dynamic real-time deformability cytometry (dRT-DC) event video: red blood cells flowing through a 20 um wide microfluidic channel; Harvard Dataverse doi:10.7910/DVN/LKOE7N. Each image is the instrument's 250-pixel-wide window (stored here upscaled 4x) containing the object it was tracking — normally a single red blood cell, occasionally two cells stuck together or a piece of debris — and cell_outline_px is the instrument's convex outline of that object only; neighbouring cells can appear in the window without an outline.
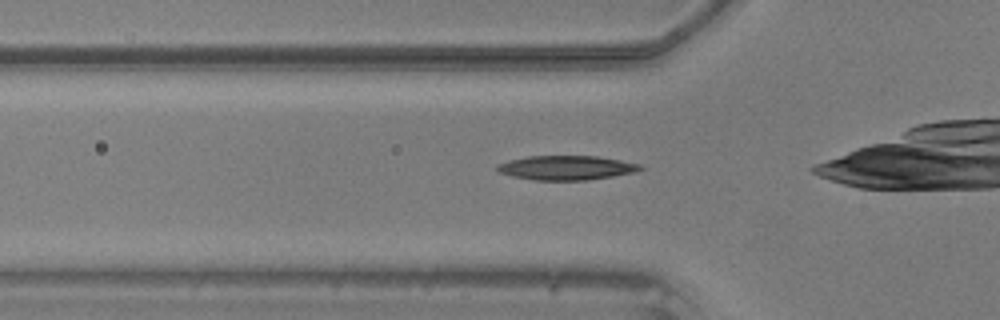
{"species": "common noctule bat (a hibernating species)", "species_latin": "Nyctalus noctula", "temperature_condition": "warm", "stored_images_in_passage": 32, "camera_frame_rate_fps": 3000, "um_per_image_px": 0.085, "animal": {"sex": "male", "body_mass_g": 20.5, "forearm_length_mm": 52.5}, "frame": {"image": 1, "passage_image": 8, "time_ms": 2.333, "image_size_px": [1000, 320], "cell_outline_px": [[644, 168], [636, 172], [588, 180], [536, 180], [512, 176], [496, 172], [496, 164], [508, 160], [528, 156], [596, 156], [620, 160], [640, 164]], "centroid_in_image_um": [48.1, 14.26], "position_along_channel_um": 77.7, "area_um2": 20.35}}
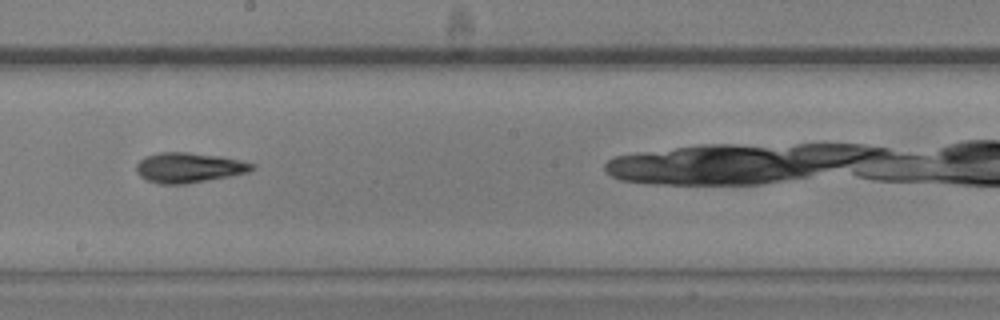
{"frame": {"image": 2, "passage_image": 19, "time_ms": 6.0, "image_size_px": [1000, 320], "cell_outline_px": [[256, 168], [248, 172], [208, 180], [184, 184], [160, 184], [144, 180], [136, 172], [136, 164], [144, 156], [160, 152], [188, 152], [220, 156], [240, 160], [256, 164]], "centroid_in_image_um": [16.03, 14.24], "position_along_channel_um": 232.2, "area_um2": 20.4}}
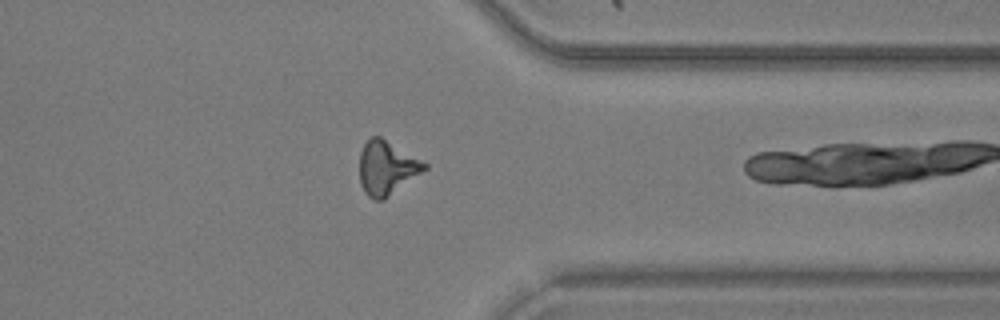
{"frame": {"image": 3, "passage_image": 30, "time_ms": 9.667, "image_size_px": [1000, 320], "cell_outline_px": [[428, 168], [384, 200], [372, 200], [364, 192], [360, 184], [360, 152], [364, 144], [372, 136], [380, 136], [428, 164]], "centroid_in_image_um": [32.86, 14.29], "position_along_channel_um": 378.5, "area_um2": 20.35}}